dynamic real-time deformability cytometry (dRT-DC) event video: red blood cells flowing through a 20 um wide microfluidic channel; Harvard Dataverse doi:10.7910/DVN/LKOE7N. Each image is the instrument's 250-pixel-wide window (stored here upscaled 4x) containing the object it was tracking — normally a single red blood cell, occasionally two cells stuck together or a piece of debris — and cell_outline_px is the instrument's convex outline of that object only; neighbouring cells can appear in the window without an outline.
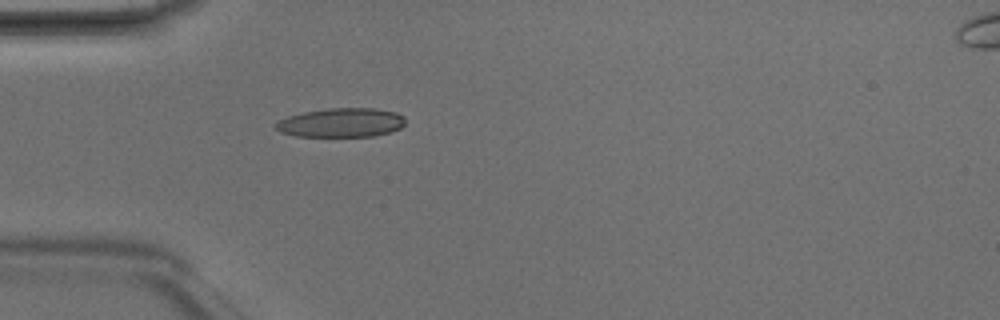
{"species": "Egyptian fruit bat (a non-hibernating species)", "species_latin": "Rousettus aegyptiacus", "temperature_condition": "room temperature", "stored_images_in_passage": 5, "camera_frame_rate_fps": 3000, "um_per_image_px": 0.085, "animal": {"sex": "male"}, "frame": {"image": 1, "passage_image": 5, "time_ms": 1.333, "image_size_px": [1000, 320], "cell_outline_px": [[404, 124], [400, 128], [388, 132], [372, 136], [296, 136], [280, 132], [276, 128], [276, 120], [288, 116], [304, 112], [328, 108], [372, 108], [396, 112], [404, 116]], "centroid_in_image_um": [28.98, 10.42], "position_along_channel_um": 56.0, "area_um2": 21.85}}